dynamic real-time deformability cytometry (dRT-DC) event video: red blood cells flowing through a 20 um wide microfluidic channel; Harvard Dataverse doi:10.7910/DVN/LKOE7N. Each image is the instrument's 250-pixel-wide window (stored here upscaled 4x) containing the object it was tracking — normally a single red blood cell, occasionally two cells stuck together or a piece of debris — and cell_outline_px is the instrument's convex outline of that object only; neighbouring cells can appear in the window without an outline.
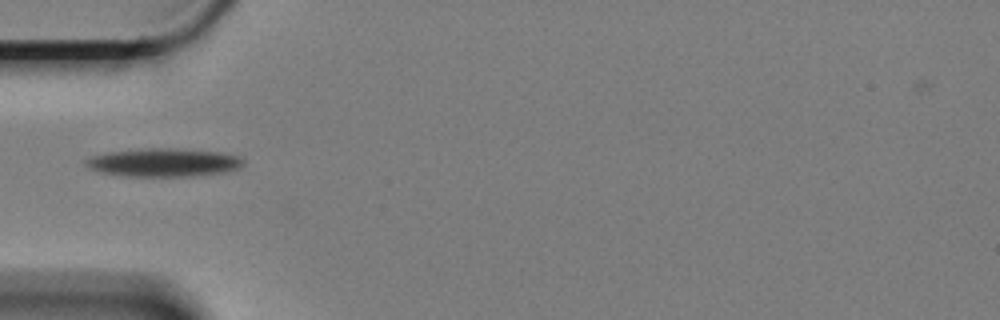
{"species": "Egyptian fruit bat (a non-hibernating species)", "species_latin": "Rousettus aegyptiacus", "temperature_condition": "cold", "stored_images_in_passage": 20, "camera_frame_rate_fps": 3000, "um_per_image_px": 0.085, "animal": {"sex": "female"}, "frame": {"image": 1, "passage_image": 1, "time_ms": 0.0, "image_size_px": [1000, 320], "cell_outline_px": [[244, 164], [240, 168], [224, 172], [192, 176], [124, 176], [100, 172], [88, 168], [84, 164], [84, 160], [92, 156], [108, 152], [148, 148], [168, 148], [220, 152], [240, 156], [244, 160]], "centroid_in_image_um": [13.91, 13.81], "position_along_channel_um": 71.1, "area_um2": 26.01}}
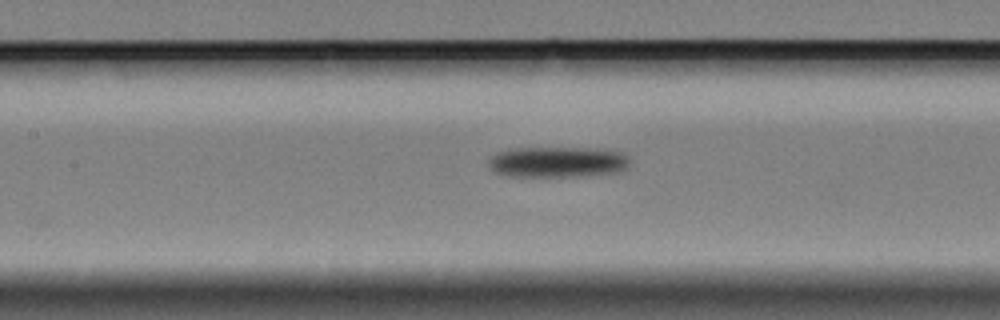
{"frame": {"image": 2, "passage_image": 9, "time_ms": 2.667, "image_size_px": [1000, 320], "cell_outline_px": [[632, 160], [628, 168], [620, 172], [584, 176], [512, 176], [496, 172], [488, 164], [488, 160], [496, 152], [508, 148], [604, 148], [620, 152], [628, 156]], "centroid_in_image_um": [47.47, 13.76], "position_along_channel_um": 159.9, "area_um2": 25.72}}
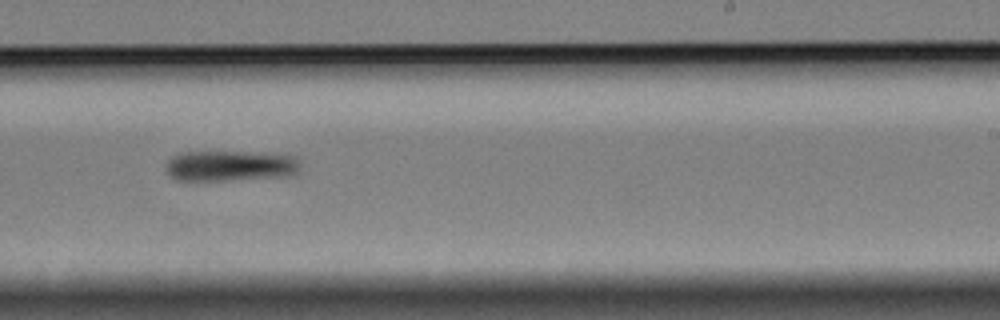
{"frame": {"image": 3, "passage_image": 19, "time_ms": 6.0, "image_size_px": [1000, 320], "cell_outline_px": [[300, 172], [296, 176], [192, 184], [176, 180], [164, 168], [164, 164], [176, 152], [288, 152], [296, 156], [300, 160]], "centroid_in_image_um": [19.64, 14.13], "position_along_channel_um": 269.4, "area_um2": 26.24}}